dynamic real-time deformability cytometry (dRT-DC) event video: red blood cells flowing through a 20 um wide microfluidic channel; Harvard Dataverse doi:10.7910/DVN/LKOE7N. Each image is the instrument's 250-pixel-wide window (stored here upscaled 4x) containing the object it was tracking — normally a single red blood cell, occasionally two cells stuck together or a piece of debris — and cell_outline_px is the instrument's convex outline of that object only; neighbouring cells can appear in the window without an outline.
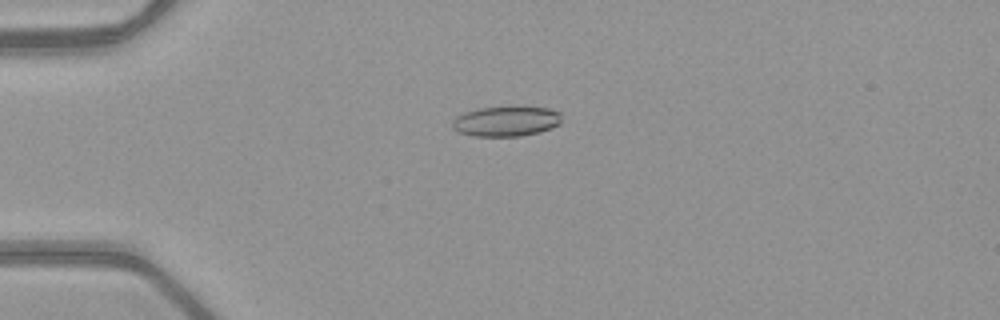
{"species": "common noctule bat (a hibernating species)", "species_latin": "Nyctalus noctula", "temperature_condition": "warm", "stored_images_in_passage": 42, "camera_frame_rate_fps": 3000, "um_per_image_px": 0.085, "animal": {"sex": "female", "body_mass_g": 21.9}, "frame": {"image": 1, "passage_image": 4, "time_ms": 1.0, "image_size_px": [1000, 320], "cell_outline_px": [[560, 124], [552, 128], [540, 132], [520, 136], [472, 136], [456, 132], [452, 128], [452, 120], [456, 116], [464, 112], [480, 108], [512, 104], [548, 108], [560, 112]], "centroid_in_image_um": [43.01, 10.27], "position_along_channel_um": 42.0, "area_um2": 20.0}}
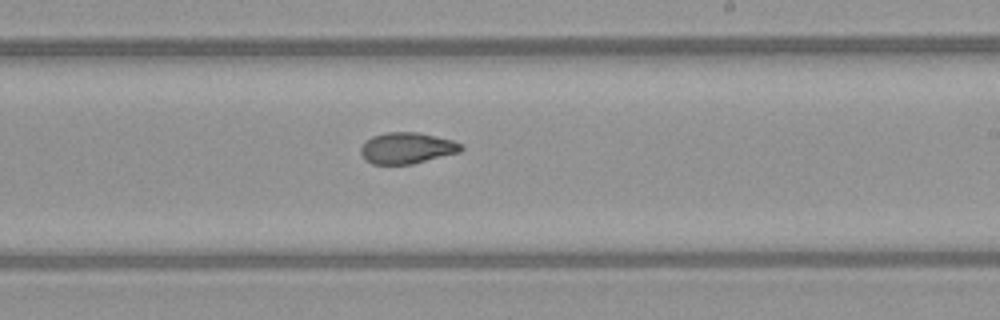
{"frame": {"image": 2, "passage_image": 22, "time_ms": 7.0, "image_size_px": [1000, 320], "cell_outline_px": [[464, 148], [460, 152], [412, 164], [372, 164], [364, 160], [360, 152], [360, 148], [372, 136], [388, 132], [416, 132], [452, 140], [460, 144]], "centroid_in_image_um": [34.57, 12.6], "position_along_channel_um": 254.4, "area_um2": 18.09}}
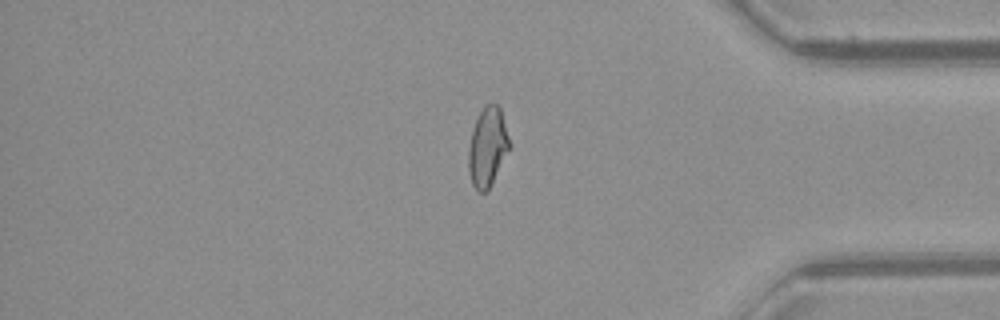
{"frame": {"image": 3, "passage_image": 34, "time_ms": 11.0, "image_size_px": [1000, 320], "cell_outline_px": [[512, 144], [488, 188], [484, 192], [480, 192], [472, 184], [468, 172], [468, 148], [472, 132], [476, 120], [480, 112], [488, 104], [496, 104], [500, 108]], "centroid_in_image_um": [41.44, 12.48], "position_along_channel_um": 393.8, "area_um2": 18.55}, "authors_computed_cell_mechanics": {"area_um2": 19.0451, "velocity_mm_per_s": 4.0528, "shape_relaxation_time_tau1_ms": 11.3933, "shape_relaxation_time_tau2_ms": 3.6501, "deformation_change_tau1": 0.2594, "deformation_change_tau2": 0.0765}}